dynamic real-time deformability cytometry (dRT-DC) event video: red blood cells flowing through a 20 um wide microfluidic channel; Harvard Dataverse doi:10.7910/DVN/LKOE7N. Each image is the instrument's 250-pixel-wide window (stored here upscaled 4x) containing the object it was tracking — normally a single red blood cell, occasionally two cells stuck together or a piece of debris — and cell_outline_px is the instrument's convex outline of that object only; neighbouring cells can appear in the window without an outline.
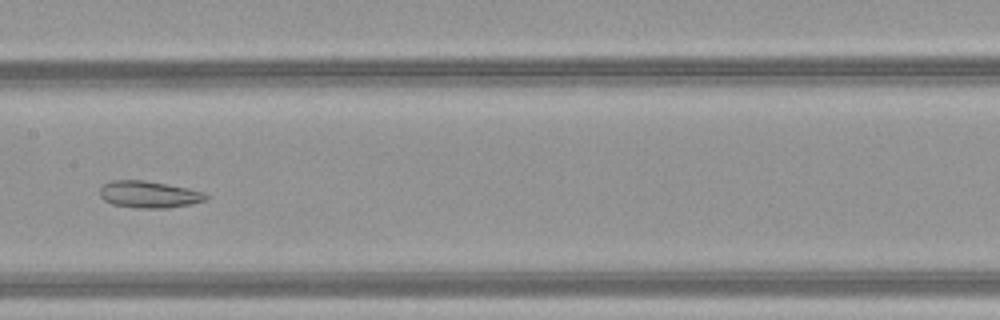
{"species": "common noctule bat (a hibernating species)", "species_latin": "Nyctalus noctula", "temperature_condition": "warm", "stored_images_in_passage": 51, "camera_frame_rate_fps": 3000, "um_per_image_px": 0.085, "animal": {"sex": "female", "body_mass_g": 21.9}, "frame": {"image": 1, "passage_image": 28, "time_ms": 9.0, "image_size_px": [1000, 320], "cell_outline_px": [[208, 196], [204, 200], [192, 204], [168, 208], [140, 208], [112, 204], [104, 200], [100, 196], [100, 188], [104, 184], [112, 180], [144, 180], [188, 188], [204, 192]], "centroid_in_image_um": [12.65, 16.52], "position_along_channel_um": 194.7, "area_um2": 16.53}}
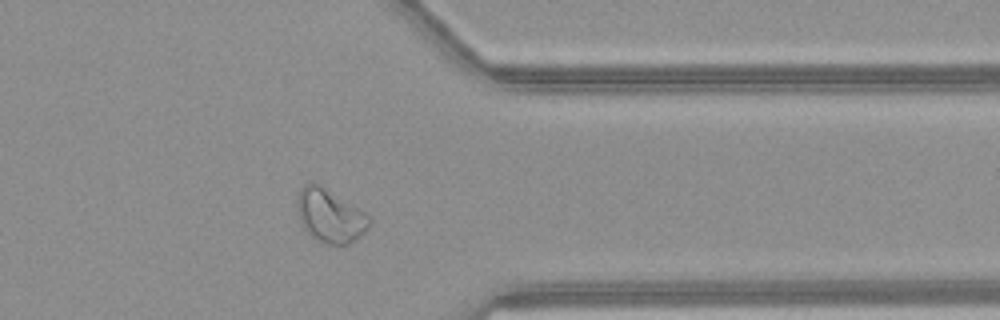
{"frame": {"image": 2, "passage_image": 42, "time_ms": 13.667, "image_size_px": [1000, 320], "cell_outline_px": [[372, 224], [360, 236], [348, 244], [328, 244], [312, 236], [304, 228], [300, 220], [296, 208], [296, 200], [300, 188], [304, 184], [320, 184], [368, 212], [372, 220]], "centroid_in_image_um": [28.09, 18.31], "position_along_channel_um": 383.3, "area_um2": 22.66}}
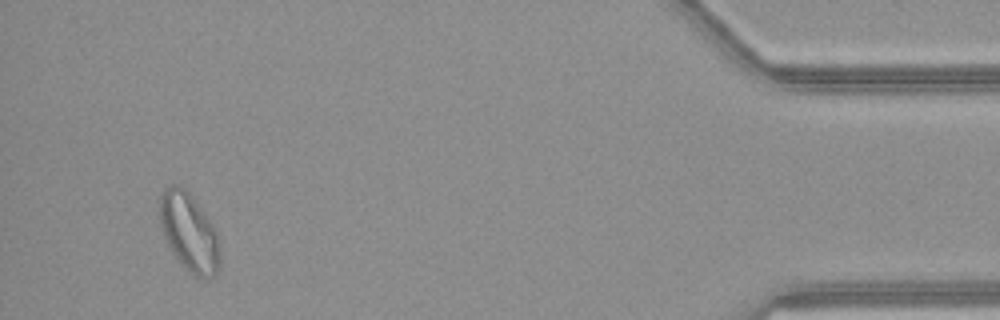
{"frame": {"image": 3, "passage_image": 49, "time_ms": 16.0, "image_size_px": [1000, 320], "cell_outline_px": [[220, 268], [212, 276], [204, 280], [196, 276], [184, 268], [180, 264], [172, 252], [164, 236], [160, 224], [160, 196], [164, 188], [168, 184], [180, 184], [192, 196], [208, 216], [216, 228], [220, 252]], "centroid_in_image_um": [16.09, 19.73], "position_along_channel_um": 419.1, "area_um2": 27.86}, "authors_computed_cell_mechanics": {"area_um2": 24.5072, "velocity_mm_per_s": 4.1802, "shape_relaxation_time_tau1_ms": null, "shape_relaxation_time_tau2_ms": 2.8493, "deformation_change_tau1": null, "deformation_change_tau2": 0.0872}}